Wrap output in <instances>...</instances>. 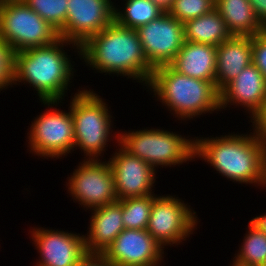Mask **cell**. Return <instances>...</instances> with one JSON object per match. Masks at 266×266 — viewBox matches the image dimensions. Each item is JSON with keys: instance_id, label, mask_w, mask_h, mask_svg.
<instances>
[{"instance_id": "cell-1", "label": "cell", "mask_w": 266, "mask_h": 266, "mask_svg": "<svg viewBox=\"0 0 266 266\" xmlns=\"http://www.w3.org/2000/svg\"><path fill=\"white\" fill-rule=\"evenodd\" d=\"M230 132L216 137H195V159L209 164L216 173L238 184L264 189L266 146L254 133Z\"/></svg>"}, {"instance_id": "cell-2", "label": "cell", "mask_w": 266, "mask_h": 266, "mask_svg": "<svg viewBox=\"0 0 266 266\" xmlns=\"http://www.w3.org/2000/svg\"><path fill=\"white\" fill-rule=\"evenodd\" d=\"M80 60L94 72L130 78L146 87L154 70L144 56L136 29L115 21L80 46Z\"/></svg>"}, {"instance_id": "cell-3", "label": "cell", "mask_w": 266, "mask_h": 266, "mask_svg": "<svg viewBox=\"0 0 266 266\" xmlns=\"http://www.w3.org/2000/svg\"><path fill=\"white\" fill-rule=\"evenodd\" d=\"M65 46L73 48L80 59V46L63 38L14 53L13 85L28 84L36 90L40 102L63 101L77 71Z\"/></svg>"}, {"instance_id": "cell-4", "label": "cell", "mask_w": 266, "mask_h": 266, "mask_svg": "<svg viewBox=\"0 0 266 266\" xmlns=\"http://www.w3.org/2000/svg\"><path fill=\"white\" fill-rule=\"evenodd\" d=\"M146 89L179 121L221 112L220 92L213 82L181 74L171 65L154 68Z\"/></svg>"}, {"instance_id": "cell-5", "label": "cell", "mask_w": 266, "mask_h": 266, "mask_svg": "<svg viewBox=\"0 0 266 266\" xmlns=\"http://www.w3.org/2000/svg\"><path fill=\"white\" fill-rule=\"evenodd\" d=\"M70 97L68 106L74 122V149L78 147L84 159L103 158L110 141L115 138V144H118L119 138V133L112 129L114 119L110 107L104 98L90 88L78 89Z\"/></svg>"}, {"instance_id": "cell-6", "label": "cell", "mask_w": 266, "mask_h": 266, "mask_svg": "<svg viewBox=\"0 0 266 266\" xmlns=\"http://www.w3.org/2000/svg\"><path fill=\"white\" fill-rule=\"evenodd\" d=\"M120 129L118 144L155 170L182 165L195 159V137L177 134L165 128H142L139 130ZM190 137V138H189ZM160 166V167H159Z\"/></svg>"}, {"instance_id": "cell-7", "label": "cell", "mask_w": 266, "mask_h": 266, "mask_svg": "<svg viewBox=\"0 0 266 266\" xmlns=\"http://www.w3.org/2000/svg\"><path fill=\"white\" fill-rule=\"evenodd\" d=\"M41 103L47 106L46 110L37 115L27 129L30 130L26 138L29 154L47 160L63 159L74 151V122L71 111L69 107L66 111L57 109L62 101H41Z\"/></svg>"}, {"instance_id": "cell-8", "label": "cell", "mask_w": 266, "mask_h": 266, "mask_svg": "<svg viewBox=\"0 0 266 266\" xmlns=\"http://www.w3.org/2000/svg\"><path fill=\"white\" fill-rule=\"evenodd\" d=\"M0 38L14 53L46 46L58 40L59 33L22 0H0Z\"/></svg>"}, {"instance_id": "cell-9", "label": "cell", "mask_w": 266, "mask_h": 266, "mask_svg": "<svg viewBox=\"0 0 266 266\" xmlns=\"http://www.w3.org/2000/svg\"><path fill=\"white\" fill-rule=\"evenodd\" d=\"M175 196L161 194L153 199L146 229L163 249L184 243L190 235L195 234L200 224L196 211L189 203Z\"/></svg>"}, {"instance_id": "cell-10", "label": "cell", "mask_w": 266, "mask_h": 266, "mask_svg": "<svg viewBox=\"0 0 266 266\" xmlns=\"http://www.w3.org/2000/svg\"><path fill=\"white\" fill-rule=\"evenodd\" d=\"M83 159L71 175L67 177L65 185L74 203L83 206L85 211L116 202L113 173L108 160ZM76 201V202H75Z\"/></svg>"}, {"instance_id": "cell-11", "label": "cell", "mask_w": 266, "mask_h": 266, "mask_svg": "<svg viewBox=\"0 0 266 266\" xmlns=\"http://www.w3.org/2000/svg\"><path fill=\"white\" fill-rule=\"evenodd\" d=\"M143 53L154 69L170 65L185 42L184 23L168 12L136 29Z\"/></svg>"}, {"instance_id": "cell-12", "label": "cell", "mask_w": 266, "mask_h": 266, "mask_svg": "<svg viewBox=\"0 0 266 266\" xmlns=\"http://www.w3.org/2000/svg\"><path fill=\"white\" fill-rule=\"evenodd\" d=\"M29 232L40 257L35 266H77L87 253L83 233L39 226L31 227Z\"/></svg>"}, {"instance_id": "cell-13", "label": "cell", "mask_w": 266, "mask_h": 266, "mask_svg": "<svg viewBox=\"0 0 266 266\" xmlns=\"http://www.w3.org/2000/svg\"><path fill=\"white\" fill-rule=\"evenodd\" d=\"M64 29L59 37L82 46L114 21L111 0H68Z\"/></svg>"}, {"instance_id": "cell-14", "label": "cell", "mask_w": 266, "mask_h": 266, "mask_svg": "<svg viewBox=\"0 0 266 266\" xmlns=\"http://www.w3.org/2000/svg\"><path fill=\"white\" fill-rule=\"evenodd\" d=\"M114 147L117 149L108 162L113 173L118 200L155 194L154 183L158 178L157 170L142 159L128 153L119 144Z\"/></svg>"}, {"instance_id": "cell-15", "label": "cell", "mask_w": 266, "mask_h": 266, "mask_svg": "<svg viewBox=\"0 0 266 266\" xmlns=\"http://www.w3.org/2000/svg\"><path fill=\"white\" fill-rule=\"evenodd\" d=\"M164 250L147 230L124 229L102 254L115 266H160Z\"/></svg>"}, {"instance_id": "cell-16", "label": "cell", "mask_w": 266, "mask_h": 266, "mask_svg": "<svg viewBox=\"0 0 266 266\" xmlns=\"http://www.w3.org/2000/svg\"><path fill=\"white\" fill-rule=\"evenodd\" d=\"M265 100L266 80L262 72L251 63L220 91V110H227L231 106L242 107L251 120Z\"/></svg>"}, {"instance_id": "cell-17", "label": "cell", "mask_w": 266, "mask_h": 266, "mask_svg": "<svg viewBox=\"0 0 266 266\" xmlns=\"http://www.w3.org/2000/svg\"><path fill=\"white\" fill-rule=\"evenodd\" d=\"M91 211L89 226L85 233L87 253H103L125 229L122 218V203L116 202Z\"/></svg>"}, {"instance_id": "cell-18", "label": "cell", "mask_w": 266, "mask_h": 266, "mask_svg": "<svg viewBox=\"0 0 266 266\" xmlns=\"http://www.w3.org/2000/svg\"><path fill=\"white\" fill-rule=\"evenodd\" d=\"M252 63V36H233L217 46L215 87L220 92Z\"/></svg>"}, {"instance_id": "cell-19", "label": "cell", "mask_w": 266, "mask_h": 266, "mask_svg": "<svg viewBox=\"0 0 266 266\" xmlns=\"http://www.w3.org/2000/svg\"><path fill=\"white\" fill-rule=\"evenodd\" d=\"M217 46L186 41L170 64L186 76L215 84Z\"/></svg>"}, {"instance_id": "cell-20", "label": "cell", "mask_w": 266, "mask_h": 266, "mask_svg": "<svg viewBox=\"0 0 266 266\" xmlns=\"http://www.w3.org/2000/svg\"><path fill=\"white\" fill-rule=\"evenodd\" d=\"M215 3L233 36H254L265 31L249 0H215Z\"/></svg>"}, {"instance_id": "cell-21", "label": "cell", "mask_w": 266, "mask_h": 266, "mask_svg": "<svg viewBox=\"0 0 266 266\" xmlns=\"http://www.w3.org/2000/svg\"><path fill=\"white\" fill-rule=\"evenodd\" d=\"M184 33L186 41L212 46H219L223 41L233 37L226 22L216 9L187 20L184 23Z\"/></svg>"}, {"instance_id": "cell-22", "label": "cell", "mask_w": 266, "mask_h": 266, "mask_svg": "<svg viewBox=\"0 0 266 266\" xmlns=\"http://www.w3.org/2000/svg\"><path fill=\"white\" fill-rule=\"evenodd\" d=\"M122 7L114 3V21L126 28L137 29L161 16L164 11L151 0H122Z\"/></svg>"}, {"instance_id": "cell-23", "label": "cell", "mask_w": 266, "mask_h": 266, "mask_svg": "<svg viewBox=\"0 0 266 266\" xmlns=\"http://www.w3.org/2000/svg\"><path fill=\"white\" fill-rule=\"evenodd\" d=\"M248 229L233 259L250 266H266V233L251 221Z\"/></svg>"}, {"instance_id": "cell-24", "label": "cell", "mask_w": 266, "mask_h": 266, "mask_svg": "<svg viewBox=\"0 0 266 266\" xmlns=\"http://www.w3.org/2000/svg\"><path fill=\"white\" fill-rule=\"evenodd\" d=\"M157 194L119 200L122 203V218L125 229L146 230L153 199Z\"/></svg>"}, {"instance_id": "cell-25", "label": "cell", "mask_w": 266, "mask_h": 266, "mask_svg": "<svg viewBox=\"0 0 266 266\" xmlns=\"http://www.w3.org/2000/svg\"><path fill=\"white\" fill-rule=\"evenodd\" d=\"M58 33L64 29L68 0H22Z\"/></svg>"}, {"instance_id": "cell-26", "label": "cell", "mask_w": 266, "mask_h": 266, "mask_svg": "<svg viewBox=\"0 0 266 266\" xmlns=\"http://www.w3.org/2000/svg\"><path fill=\"white\" fill-rule=\"evenodd\" d=\"M215 0H174L168 13L178 21L187 20L205 15L215 9Z\"/></svg>"}, {"instance_id": "cell-27", "label": "cell", "mask_w": 266, "mask_h": 266, "mask_svg": "<svg viewBox=\"0 0 266 266\" xmlns=\"http://www.w3.org/2000/svg\"><path fill=\"white\" fill-rule=\"evenodd\" d=\"M14 51L0 38V92L13 86Z\"/></svg>"}, {"instance_id": "cell-28", "label": "cell", "mask_w": 266, "mask_h": 266, "mask_svg": "<svg viewBox=\"0 0 266 266\" xmlns=\"http://www.w3.org/2000/svg\"><path fill=\"white\" fill-rule=\"evenodd\" d=\"M252 64L262 72L266 80V31L252 36Z\"/></svg>"}, {"instance_id": "cell-29", "label": "cell", "mask_w": 266, "mask_h": 266, "mask_svg": "<svg viewBox=\"0 0 266 266\" xmlns=\"http://www.w3.org/2000/svg\"><path fill=\"white\" fill-rule=\"evenodd\" d=\"M248 121L252 123L254 133L266 146V100L263 102L262 108Z\"/></svg>"}, {"instance_id": "cell-30", "label": "cell", "mask_w": 266, "mask_h": 266, "mask_svg": "<svg viewBox=\"0 0 266 266\" xmlns=\"http://www.w3.org/2000/svg\"><path fill=\"white\" fill-rule=\"evenodd\" d=\"M77 266H115L102 253H86Z\"/></svg>"}, {"instance_id": "cell-31", "label": "cell", "mask_w": 266, "mask_h": 266, "mask_svg": "<svg viewBox=\"0 0 266 266\" xmlns=\"http://www.w3.org/2000/svg\"><path fill=\"white\" fill-rule=\"evenodd\" d=\"M259 21L266 27V0H249Z\"/></svg>"}, {"instance_id": "cell-32", "label": "cell", "mask_w": 266, "mask_h": 266, "mask_svg": "<svg viewBox=\"0 0 266 266\" xmlns=\"http://www.w3.org/2000/svg\"><path fill=\"white\" fill-rule=\"evenodd\" d=\"M250 221L261 231L266 233V213L253 217Z\"/></svg>"}, {"instance_id": "cell-33", "label": "cell", "mask_w": 266, "mask_h": 266, "mask_svg": "<svg viewBox=\"0 0 266 266\" xmlns=\"http://www.w3.org/2000/svg\"><path fill=\"white\" fill-rule=\"evenodd\" d=\"M151 1L155 3L164 12H168L171 9L174 2V0H151Z\"/></svg>"}, {"instance_id": "cell-34", "label": "cell", "mask_w": 266, "mask_h": 266, "mask_svg": "<svg viewBox=\"0 0 266 266\" xmlns=\"http://www.w3.org/2000/svg\"><path fill=\"white\" fill-rule=\"evenodd\" d=\"M230 266H250V265L241 264L233 259L232 263H230Z\"/></svg>"}]
</instances>
